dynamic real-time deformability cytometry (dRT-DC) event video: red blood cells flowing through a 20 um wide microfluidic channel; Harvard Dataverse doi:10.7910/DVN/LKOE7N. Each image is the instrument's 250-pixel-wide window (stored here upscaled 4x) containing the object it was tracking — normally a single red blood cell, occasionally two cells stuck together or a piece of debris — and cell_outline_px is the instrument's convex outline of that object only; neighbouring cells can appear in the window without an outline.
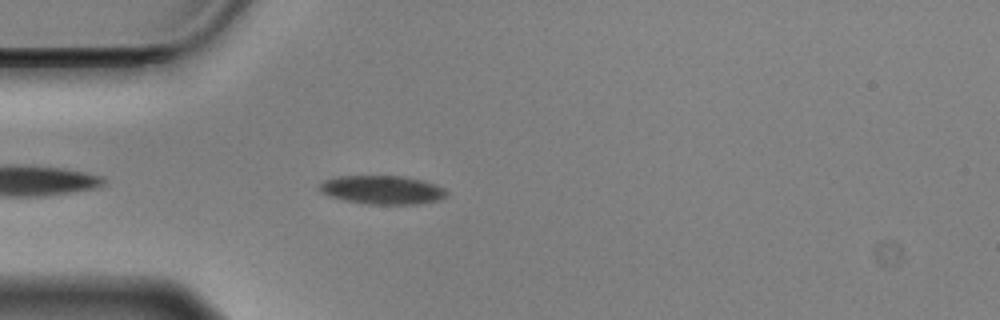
{"species": "Egyptian fruit bat (a non-hibernating species)", "species_latin": "Rousettus aegyptiacus", "temperature_condition": "cold", "stored_images_in_passage": 15, "camera_frame_rate_fps": 3000, "um_per_image_px": 0.085, "animal": {"sex": "male"}, "frame": {"image": 1, "passage_image": 4, "time_ms": 1.0, "image_size_px": [1000, 320], "cell_outline_px": [[448, 196], [440, 200], [420, 204], [368, 204], [344, 200], [328, 196], [320, 192], [320, 184], [324, 180], [336, 176], [404, 176], [424, 180], [436, 184], [444, 188], [448, 192]], "centroid_in_image_um": [32.54, 16.14], "position_along_channel_um": 52.5, "area_um2": 21.5}}
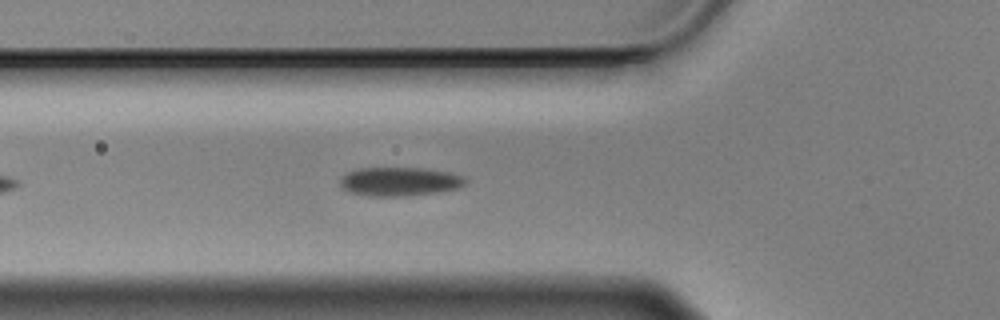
{"frame": {"image": 2, "passage_image": 8, "time_ms": 2.333, "image_size_px": [1000, 320], "cell_outline_px": [[468, 180], [464, 184], [456, 188], [436, 192], [404, 196], [368, 196], [352, 192], [344, 188], [340, 184], [340, 176], [356, 168], [424, 168], [448, 172], [464, 176]], "centroid_in_image_um": [33.95, 15.42], "position_along_channel_um": 91.9, "area_um2": 20.92}}
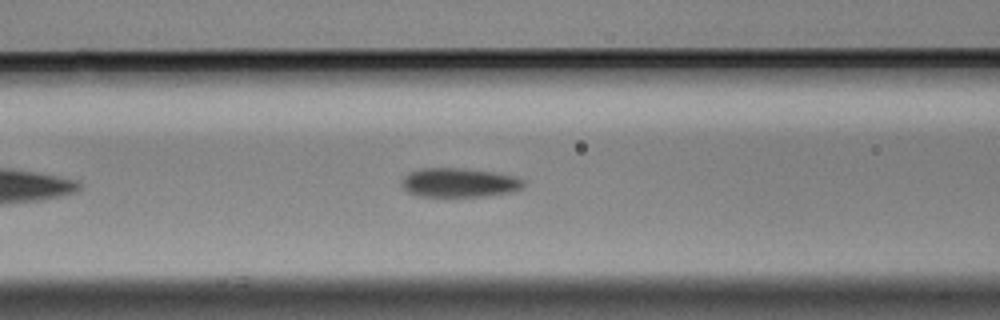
{"frame": {"image": 3, "passage_image": 11, "time_ms": 3.333, "image_size_px": [1000, 320], "cell_outline_px": [[524, 184], [520, 188], [508, 192], [484, 196], [420, 196], [408, 192], [400, 184], [400, 180], [408, 172], [420, 168], [464, 168], [500, 172], [516, 176], [524, 180]], "centroid_in_image_um": [39.0, 15.5], "position_along_channel_um": 127.6, "area_um2": 20.87}}